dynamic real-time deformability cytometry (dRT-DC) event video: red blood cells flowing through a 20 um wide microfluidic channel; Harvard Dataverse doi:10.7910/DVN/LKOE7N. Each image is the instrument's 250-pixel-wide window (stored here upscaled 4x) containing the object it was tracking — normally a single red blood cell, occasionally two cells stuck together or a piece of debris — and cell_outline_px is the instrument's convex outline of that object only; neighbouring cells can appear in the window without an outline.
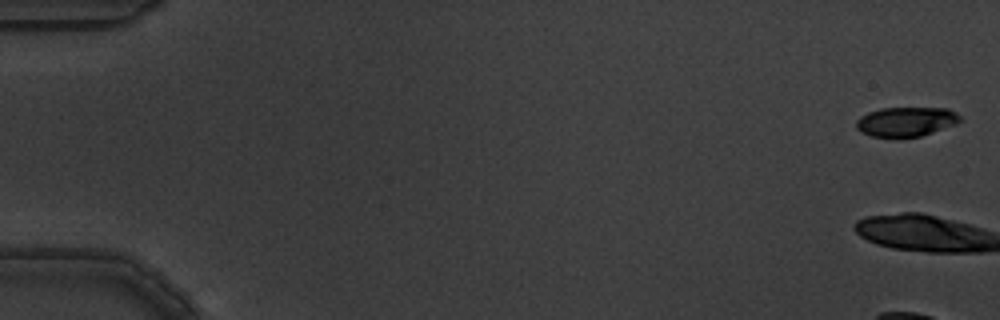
{"species": "common noctule bat (a hibernating species)", "species_latin": "Nyctalus noctula", "temperature_condition": "warm", "stored_images_in_passage": 4, "camera_frame_rate_fps": 3000, "um_per_image_px": 0.085, "animal": {"sex": "male", "body_mass_g": 19.5, "forearm_length_mm": 54.6}, "frame": {"image": 1, "passage_image": 1, "time_ms": 0.0, "image_size_px": [1000, 320], "cell_outline_px": [[964, 120], [956, 124], [920, 136], [900, 140], [872, 136], [860, 132], [856, 128], [856, 120], [860, 116], [868, 112], [880, 108], [948, 108], [956, 112]], "centroid_in_image_um": [77.0, 10.37], "position_along_channel_um": 8.0, "area_um2": 18.44}}